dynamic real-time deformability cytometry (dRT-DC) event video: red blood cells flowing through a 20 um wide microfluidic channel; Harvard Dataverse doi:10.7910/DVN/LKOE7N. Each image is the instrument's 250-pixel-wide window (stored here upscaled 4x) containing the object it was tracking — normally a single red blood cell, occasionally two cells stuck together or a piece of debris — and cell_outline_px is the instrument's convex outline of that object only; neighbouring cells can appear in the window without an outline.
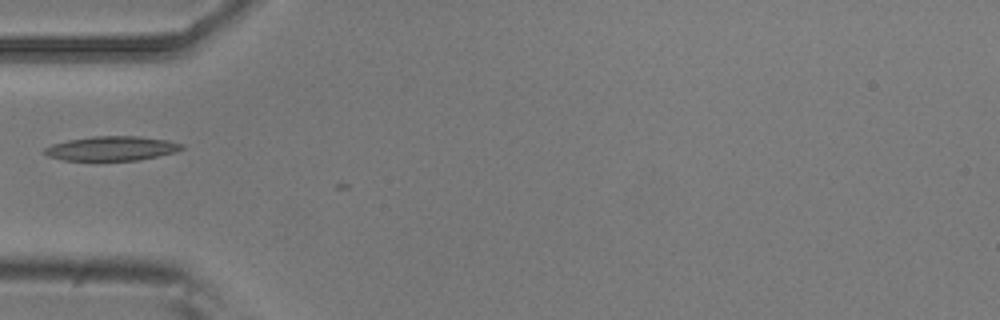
{"species": "common noctule bat (a hibernating species)", "species_latin": "Nyctalus noctula", "temperature_condition": "room temperature", "stored_images_in_passage": 6, "camera_frame_rate_fps": 3000, "um_per_image_px": 0.085, "animal": {"sex": "male", "body_mass_g": 20.5, "forearm_length_mm": 52.5}, "frame": {"image": 1, "passage_image": 4, "time_ms": 1.0, "image_size_px": [1000, 320], "cell_outline_px": [[184, 148], [176, 152], [140, 160], [64, 160], [48, 156], [40, 152], [44, 148], [52, 144], [68, 140], [92, 136], [136, 136], [168, 140], [184, 144]], "centroid_in_image_um": [9.49, 12.61], "position_along_channel_um": 75.5, "area_um2": 19.59}}
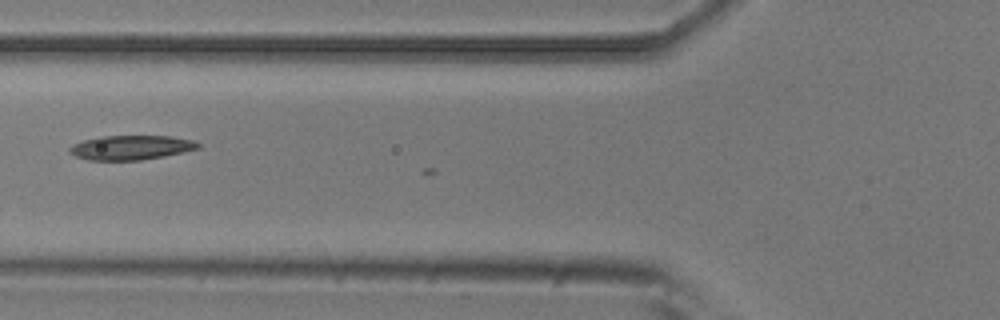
{"frame": {"image": 2, "passage_image": 5, "time_ms": 1.333, "image_size_px": [1000, 320], "cell_outline_px": [[200, 148], [164, 156], [140, 160], [88, 160], [76, 156], [68, 152], [68, 148], [84, 140], [100, 136], [172, 136], [192, 140], [200, 144]], "centroid_in_image_um": [11.14, 12.54], "position_along_channel_um": 114.7, "area_um2": 18.15}}